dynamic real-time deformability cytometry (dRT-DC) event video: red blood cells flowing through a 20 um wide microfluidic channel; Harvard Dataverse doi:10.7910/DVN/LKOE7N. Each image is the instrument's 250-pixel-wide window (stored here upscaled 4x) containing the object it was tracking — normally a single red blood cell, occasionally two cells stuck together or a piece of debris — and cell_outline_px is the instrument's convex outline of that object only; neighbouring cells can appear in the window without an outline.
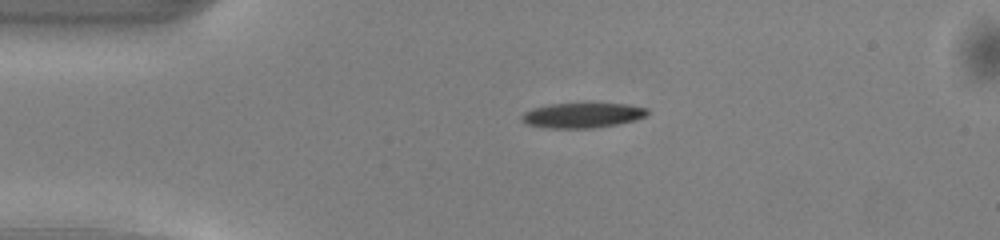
{"species": "common noctule bat (a hibernating species)", "species_latin": "Nyctalus noctula", "temperature_condition": "warm", "stored_images_in_passage": 40, "camera_frame_rate_fps": 3000, "um_per_image_px": 0.085, "animal": {"sex": "male", "body_mass_g": 13.0, "forearm_length_mm": 53.1}, "frame": {"image": 1, "passage_image": 1, "time_ms": 0.0, "image_size_px": [1000, 240], "cell_outline_px": [[648, 112], [644, 116], [632, 120], [616, 124], [592, 128], [548, 128], [528, 124], [520, 120], [520, 116], [524, 112], [532, 108], [552, 104], [584, 100], [592, 100], [628, 104], [648, 108]], "centroid_in_image_um": [49.49, 9.73], "position_along_channel_um": 35.5, "area_um2": 19.25}}
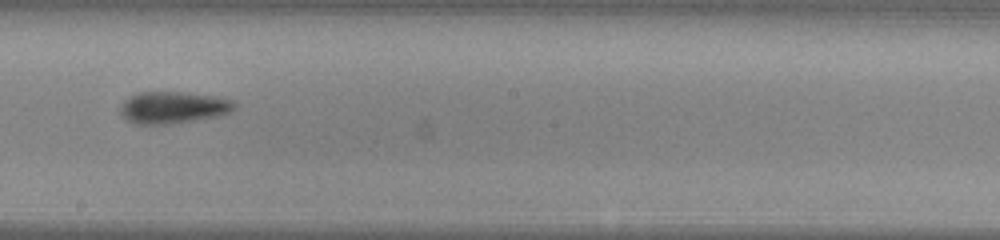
{"frame": {"image": 2, "passage_image": 18, "time_ms": 5.667, "image_size_px": [1000, 240], "cell_outline_px": [[236, 108], [228, 112], [216, 116], [168, 124], [136, 124], [128, 120], [120, 112], [120, 108], [124, 100], [140, 92], [180, 92], [212, 96], [232, 100], [236, 104]], "centroid_in_image_um": [14.69, 9.13], "position_along_channel_um": 233.5, "area_um2": 20.75}}
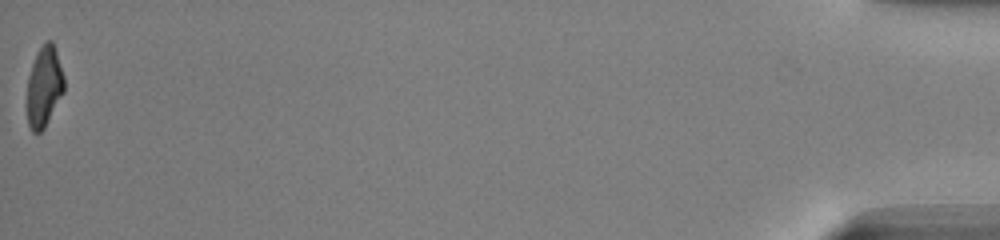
{"frame": {"image": 3, "passage_image": 40, "time_ms": 13.0, "image_size_px": [1000, 240], "cell_outline_px": [[64, 92], [44, 128], [40, 132], [32, 132], [28, 124], [24, 104], [28, 76], [32, 64], [44, 40], [52, 40], [64, 76]], "centroid_in_image_um": [3.71, 7.4], "position_along_channel_um": 431.5, "area_um2": 17.8}, "authors_computed_cell_mechanics": {"area_um2": 19.7387, "velocity_mm_per_s": 4.1519, "shape_relaxation_time_tau1_ms": 3.8681, "shape_relaxation_time_tau2_ms": 6.1881, "deformation_change_tau1": 0.1587, "deformation_change_tau2": 0.1698}}